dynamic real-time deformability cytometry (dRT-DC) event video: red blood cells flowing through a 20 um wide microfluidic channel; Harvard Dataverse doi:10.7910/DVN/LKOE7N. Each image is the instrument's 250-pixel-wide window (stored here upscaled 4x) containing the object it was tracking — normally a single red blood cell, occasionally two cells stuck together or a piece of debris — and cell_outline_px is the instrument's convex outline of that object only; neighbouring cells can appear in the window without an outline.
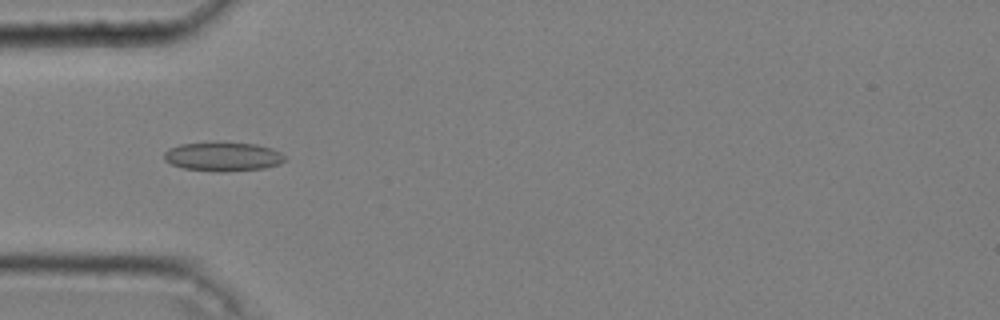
{"species": "common noctule bat (a hibernating species)", "species_latin": "Nyctalus noctula", "temperature_condition": "cold", "stored_images_in_passage": 39, "camera_frame_rate_fps": 3000, "um_per_image_px": 0.085, "animal": {"sex": "male", "body_mass_g": 20.4}, "frame": {"image": 1, "passage_image": 4, "time_ms": 1.0, "image_size_px": [1000, 320], "cell_outline_px": [[288, 160], [280, 164], [264, 168], [224, 172], [216, 172], [184, 168], [172, 164], [164, 160], [164, 152], [168, 148], [180, 144], [256, 144], [272, 148], [280, 152]], "centroid_in_image_um": [18.98, 13.34], "position_along_channel_um": 66.0, "area_um2": 20.06}}
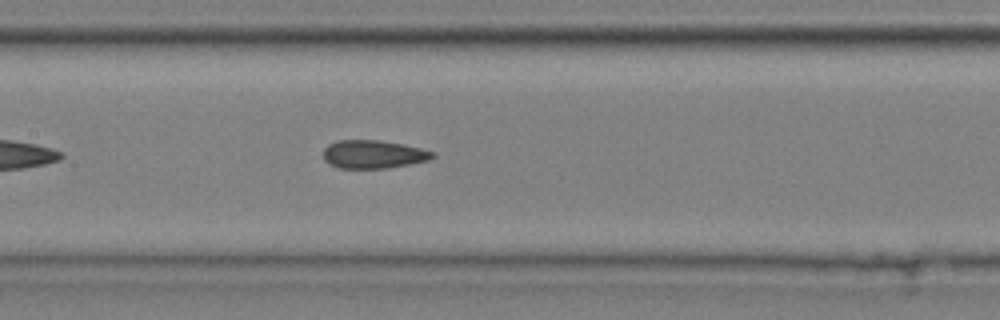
{"frame": {"image": 2, "passage_image": 13, "time_ms": 4.0, "image_size_px": [1000, 320], "cell_outline_px": [[436, 156], [428, 160], [408, 164], [384, 168], [340, 168], [328, 164], [324, 160], [324, 148], [328, 144], [336, 140], [376, 140], [400, 144], [420, 148], [436, 152]], "centroid_in_image_um": [31.7, 13.11], "position_along_channel_um": 175.7, "area_um2": 17.86}}
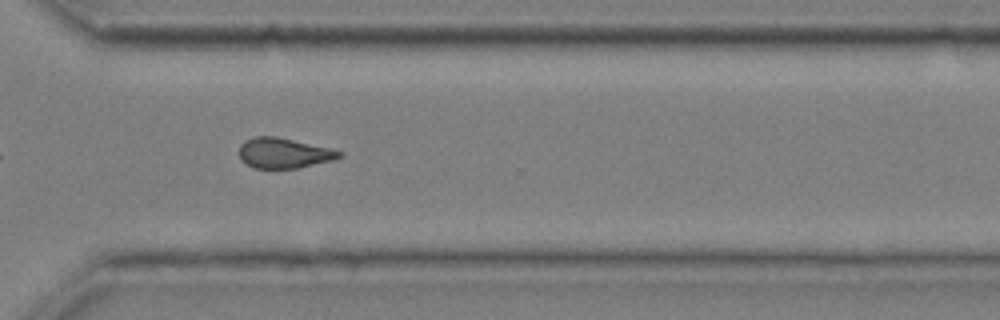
{"frame": {"image": 3, "passage_image": 27, "time_ms": 8.667, "image_size_px": [1000, 320], "cell_outline_px": [[344, 156], [332, 160], [296, 168], [252, 168], [240, 160], [240, 144], [244, 140], [252, 136], [276, 136], [328, 148], [344, 152]], "centroid_in_image_um": [24.08, 13.0], "position_along_channel_um": 346.5, "area_um2": 17.63}, "authors_computed_cell_mechanics": {"area_um2": 18.0914, "velocity_mm_per_s": 3.658, "shape_relaxation_time_tau1_ms": null, "shape_relaxation_time_tau2_ms": 2.304, "deformation_change_tau1": null, "deformation_change_tau2": 0.0799}}